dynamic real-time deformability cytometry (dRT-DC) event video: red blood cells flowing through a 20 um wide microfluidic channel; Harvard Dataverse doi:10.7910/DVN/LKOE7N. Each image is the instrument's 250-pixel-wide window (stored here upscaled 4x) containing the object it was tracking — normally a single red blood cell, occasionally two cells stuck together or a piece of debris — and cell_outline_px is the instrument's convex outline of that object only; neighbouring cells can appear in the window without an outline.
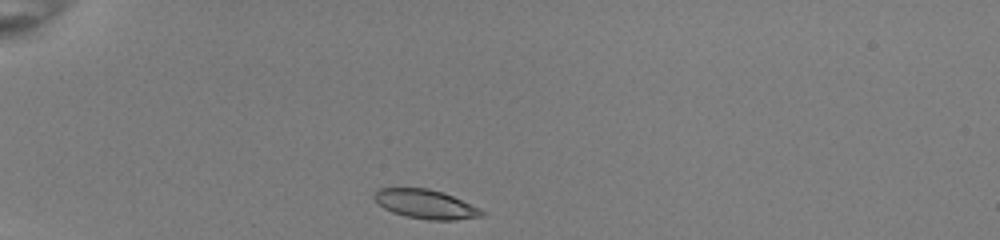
{"species": "common noctule bat (a hibernating species)", "species_latin": "Nyctalus noctula", "temperature_condition": "room temperature", "stored_images_in_passage": 34, "camera_frame_rate_fps": 3000, "um_per_image_px": 0.085, "animal": {"sex": "female", "body_mass_g": 22.0, "forearm_length_mm": 56.7}, "frame": {"image": 1, "passage_image": 1, "time_ms": 0.0, "image_size_px": [1000, 240], "cell_outline_px": [[484, 212], [480, 216], [456, 220], [432, 220], [408, 216], [392, 212], [384, 208], [376, 200], [376, 192], [380, 188], [428, 188], [444, 192]], "centroid_in_image_um": [36.15, 17.34], "position_along_channel_um": 48.8, "area_um2": 17.57}}
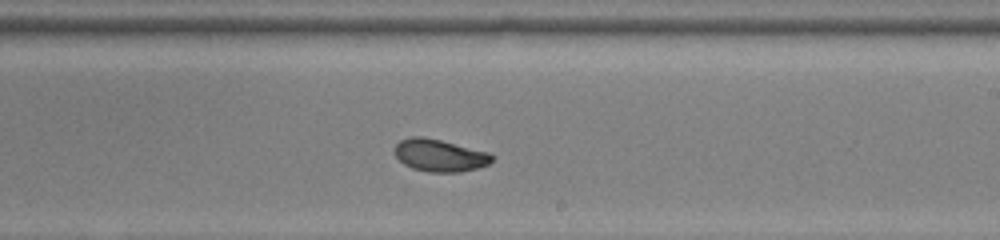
{"frame": {"image": 2, "passage_image": 19, "time_ms": 6.0, "image_size_px": [1000, 240], "cell_outline_px": [[492, 160], [488, 164], [476, 168], [460, 172], [432, 172], [412, 168], [404, 164], [396, 156], [396, 144], [400, 140], [412, 136], [420, 136], [440, 140], [488, 152], [492, 156]], "centroid_in_image_um": [37.36, 13.21], "position_along_channel_um": 251.6, "area_um2": 17.98}}
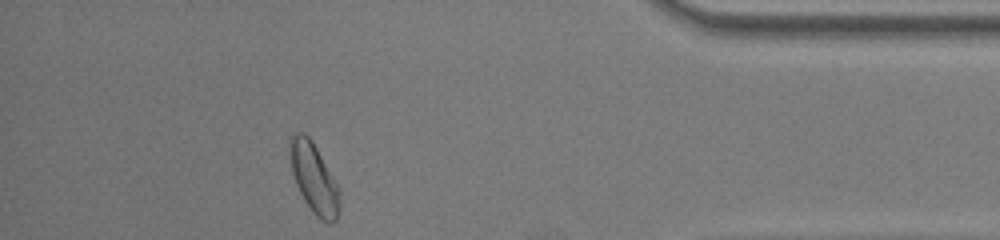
{"frame": {"image": 3, "passage_image": 33, "time_ms": 10.667, "image_size_px": [1000, 240], "cell_outline_px": [[340, 212], [336, 220], [332, 224], [328, 224], [320, 220], [312, 212], [304, 200], [296, 184], [292, 172], [288, 144], [288, 140], [296, 132], [304, 132], [312, 140], [332, 176], [340, 192]], "centroid_in_image_um": [26.68, 15.18], "position_along_channel_um": 408.5, "area_um2": 20.35}, "authors_computed_cell_mechanics": {"area_um2": 18.4671, "velocity_mm_per_s": 3.979, "shape_relaxation_time_tau1_ms": 3.6153, "shape_relaxation_time_tau2_ms": 1.4575, "deformation_change_tau1": 0.1286, "deformation_change_tau2": 0.0471}}